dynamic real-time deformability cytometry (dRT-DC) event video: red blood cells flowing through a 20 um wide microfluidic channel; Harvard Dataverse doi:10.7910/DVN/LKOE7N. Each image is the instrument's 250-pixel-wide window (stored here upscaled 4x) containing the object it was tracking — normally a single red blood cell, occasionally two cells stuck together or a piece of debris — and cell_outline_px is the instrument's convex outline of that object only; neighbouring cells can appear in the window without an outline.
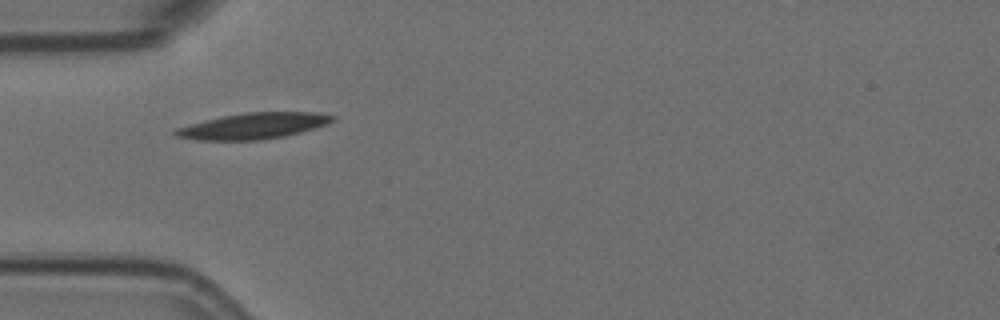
{"species": "Egyptian fruit bat (a non-hibernating species)", "species_latin": "Rousettus aegyptiacus", "temperature_condition": "room temperature", "stored_images_in_passage": 6, "camera_frame_rate_fps": 3000, "um_per_image_px": 0.085, "animal": {"sex": "female"}, "frame": {"image": 1, "passage_image": 1, "time_ms": 0.0, "image_size_px": [1000, 320], "cell_outline_px": [[336, 120], [328, 124], [316, 128], [284, 136], [260, 140], [196, 140], [176, 136], [172, 132], [176, 128], [204, 120], [244, 112], [320, 112], [336, 116]], "centroid_in_image_um": [21.58, 10.7], "position_along_channel_um": 63.4, "area_um2": 23.93}}
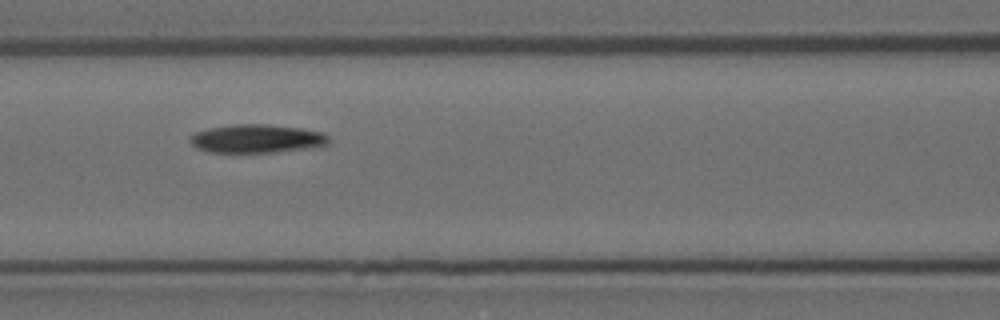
{"frame": {"image": 2, "passage_image": 3, "time_ms": 0.667, "image_size_px": [1000, 320], "cell_outline_px": [[328, 144], [304, 148], [276, 152], [208, 152], [196, 148], [188, 140], [188, 136], [196, 132], [208, 128], [236, 124], [268, 124], [300, 128], [324, 132], [328, 136]], "centroid_in_image_um": [21.77, 11.78], "position_along_channel_um": 144.8, "area_um2": 22.95}}
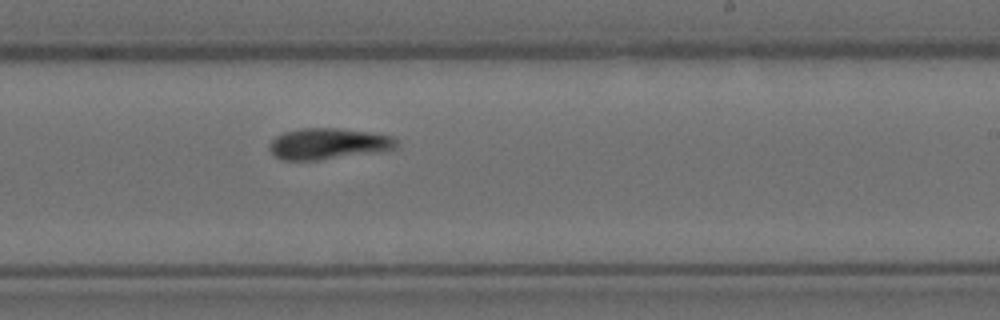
{"frame": {"image": 3, "passage_image": 6, "time_ms": 1.667, "image_size_px": [1000, 320], "cell_outline_px": [[400, 148], [384, 152], [316, 160], [280, 160], [268, 148], [268, 144], [276, 136], [284, 132], [300, 128], [336, 128], [368, 132], [396, 136]], "centroid_in_image_um": [27.98, 12.22], "position_along_channel_um": 261.0, "area_um2": 23.52}}